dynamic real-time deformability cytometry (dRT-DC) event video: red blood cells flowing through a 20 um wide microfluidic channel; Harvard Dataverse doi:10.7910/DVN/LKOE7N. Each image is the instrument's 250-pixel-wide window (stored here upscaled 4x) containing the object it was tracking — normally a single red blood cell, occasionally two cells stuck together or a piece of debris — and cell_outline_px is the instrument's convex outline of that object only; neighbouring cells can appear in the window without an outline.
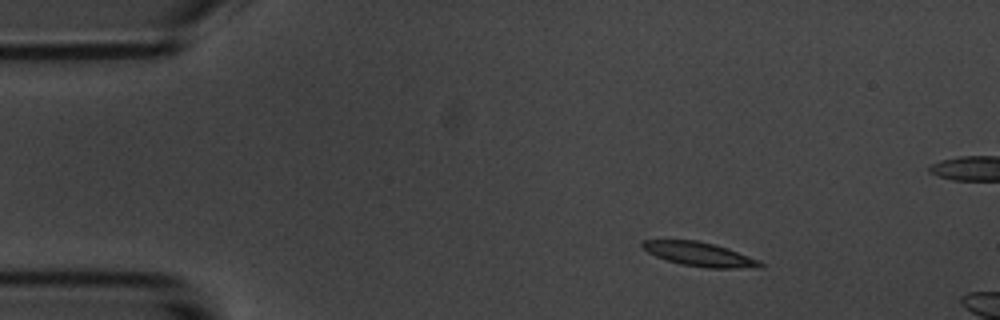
{"species": "common noctule bat (a hibernating species)", "species_latin": "Nyctalus noctula", "temperature_condition": "room temperature", "stored_images_in_passage": 4, "camera_frame_rate_fps": 3000, "um_per_image_px": 0.085, "animal": {"sex": "male", "body_mass_g": 20.1, "forearm_length_mm": 53.5}, "frame": {"image": 1, "passage_image": 2, "time_ms": 1.0, "image_size_px": [1000, 320], "cell_outline_px": [[764, 268], [708, 268], [680, 264], [656, 256], [648, 252], [640, 244], [644, 240], [696, 240], [728, 248], [760, 260], [764, 264]], "centroid_in_image_um": [59.52, 21.62], "position_along_channel_um": 25.5, "area_um2": 16.47}}